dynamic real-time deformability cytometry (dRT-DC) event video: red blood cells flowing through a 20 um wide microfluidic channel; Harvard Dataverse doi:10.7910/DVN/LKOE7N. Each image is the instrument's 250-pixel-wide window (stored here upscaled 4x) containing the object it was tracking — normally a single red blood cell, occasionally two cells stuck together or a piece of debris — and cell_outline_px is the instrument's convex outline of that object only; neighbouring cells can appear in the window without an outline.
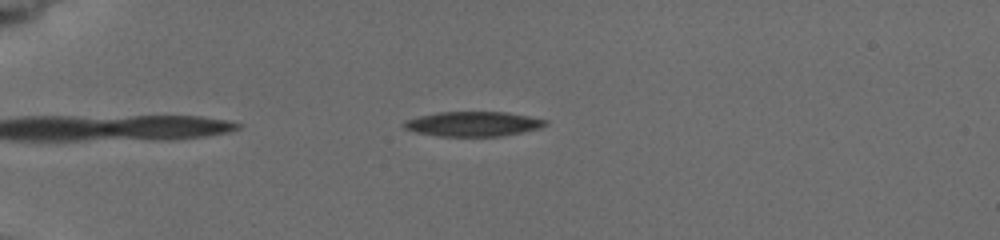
{"species": "common noctule bat (a hibernating species)", "species_latin": "Nyctalus noctula", "temperature_condition": "cold", "stored_images_in_passage": 2, "camera_frame_rate_fps": 3000, "um_per_image_px": 0.085, "animal": {"sex": "female", "body_mass_g": 19.5, "forearm_length_mm": 54.1}, "frame": {"image": 1, "passage_image": 2, "time_ms": 1.0, "image_size_px": [1000, 240], "cell_outline_px": [[548, 124], [540, 128], [500, 136], [440, 136], [416, 132], [404, 128], [400, 124], [404, 120], [420, 116], [440, 112], [508, 112], [548, 120]], "centroid_in_image_um": [40.2, 10.53], "position_along_channel_um": 44.8, "area_um2": 20.35}}